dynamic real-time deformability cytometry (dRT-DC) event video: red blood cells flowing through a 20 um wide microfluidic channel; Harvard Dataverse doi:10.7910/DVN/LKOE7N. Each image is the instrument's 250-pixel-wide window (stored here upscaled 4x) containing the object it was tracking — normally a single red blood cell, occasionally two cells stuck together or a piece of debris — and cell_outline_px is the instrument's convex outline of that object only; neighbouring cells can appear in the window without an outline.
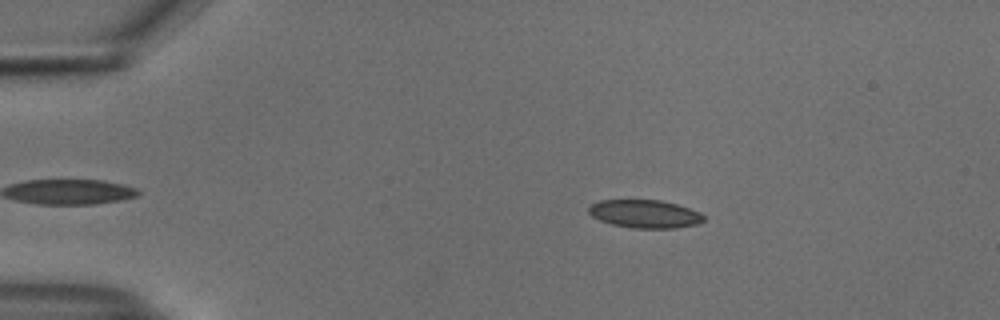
{"species": "common noctule bat (a hibernating species)", "species_latin": "Nyctalus noctula", "temperature_condition": "cold", "stored_images_in_passage": 42, "camera_frame_rate_fps": 3000, "um_per_image_px": 0.085, "animal": {"sex": "male", "body_mass_g": 18.8}, "frame": {"image": 1, "passage_image": 6, "time_ms": 1.667, "image_size_px": [1000, 320], "cell_outline_px": [[704, 220], [696, 224], [676, 228], [632, 228], [612, 224], [600, 220], [592, 216], [588, 212], [588, 208], [592, 204], [600, 200], [660, 200], [676, 204], [700, 212], [704, 216]], "centroid_in_image_um": [54.8, 18.18], "position_along_channel_um": 30.2, "area_um2": 18.73}}
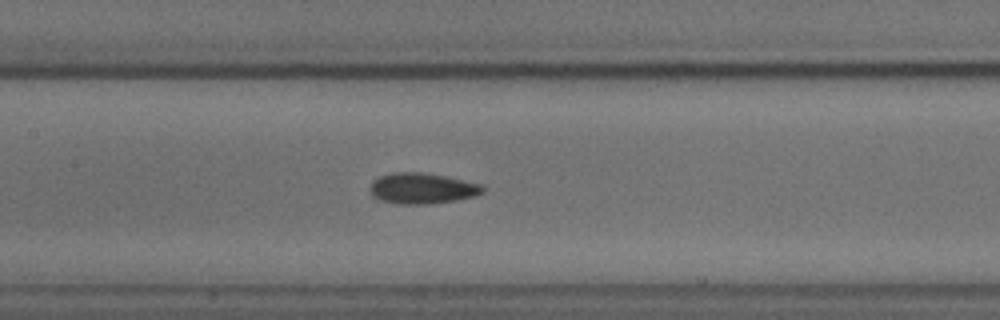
{"frame": {"image": 2, "passage_image": 22, "time_ms": 7.0, "image_size_px": [1000, 320], "cell_outline_px": [[484, 192], [476, 196], [456, 200], [428, 204], [396, 204], [380, 200], [372, 196], [372, 180], [380, 176], [392, 172], [420, 172], [444, 176], [480, 184], [484, 188]], "centroid_in_image_um": [35.88, 16.02], "position_along_channel_um": 171.5, "area_um2": 20.11}}
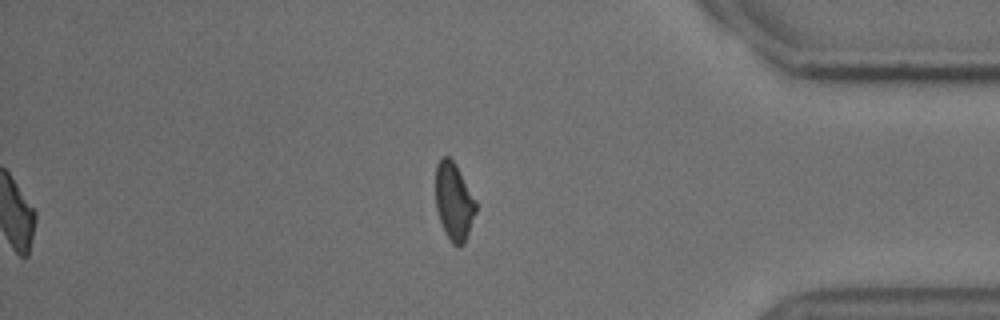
{"frame": {"image": 3, "passage_image": 42, "time_ms": 13.667, "image_size_px": [1000, 320], "cell_outline_px": [[476, 212], [464, 244], [452, 244], [444, 232], [436, 208], [436, 164], [440, 156], [448, 156], [456, 164], [476, 200]], "centroid_in_image_um": [38.58, 17.09], "position_along_channel_um": 396.6, "area_um2": 18.21}, "authors_computed_cell_mechanics": {"area_um2": 19.3341, "velocity_mm_per_s": 3.7547, "shape_relaxation_time_tau1_ms": 6.6687, "shape_relaxation_time_tau2_ms": 2.3838, "deformation_change_tau1": 0.1216, "deformation_change_tau2": 0.0702}}